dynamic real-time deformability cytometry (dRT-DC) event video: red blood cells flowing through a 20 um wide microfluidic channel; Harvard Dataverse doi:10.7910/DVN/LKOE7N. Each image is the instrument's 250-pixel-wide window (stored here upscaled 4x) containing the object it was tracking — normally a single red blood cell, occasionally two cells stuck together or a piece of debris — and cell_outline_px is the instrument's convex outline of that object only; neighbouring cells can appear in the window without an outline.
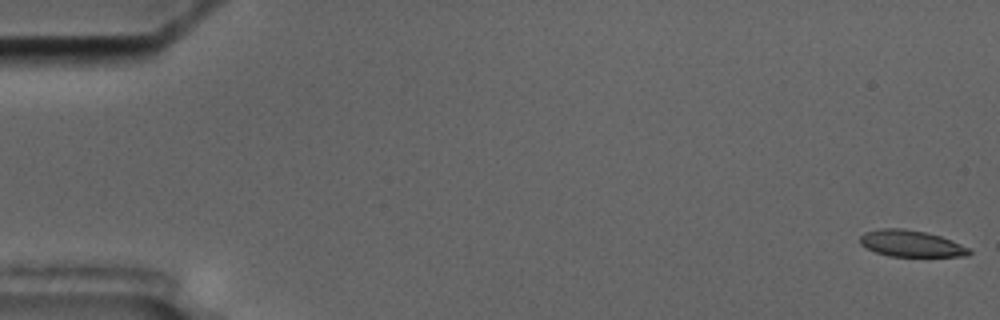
{"species": "common noctule bat (a hibernating species)", "species_latin": "Nyctalus noctula", "temperature_condition": "cold", "stored_images_in_passage": 5, "camera_frame_rate_fps": 3000, "um_per_image_px": 0.085, "animal": {"sex": "male", "body_mass_g": 17.5, "forearm_length_mm": 52.3}, "frame": {"image": 1, "passage_image": 1, "time_ms": 0.0, "image_size_px": [1000, 320], "cell_outline_px": [[972, 252], [968, 256], [888, 256], [876, 252], [860, 244], [860, 236], [864, 232], [880, 228], [904, 228], [924, 232], [940, 236], [952, 240], [968, 248]], "centroid_in_image_um": [77.42, 20.69], "position_along_channel_um": 7.6, "area_um2": 16.76}}
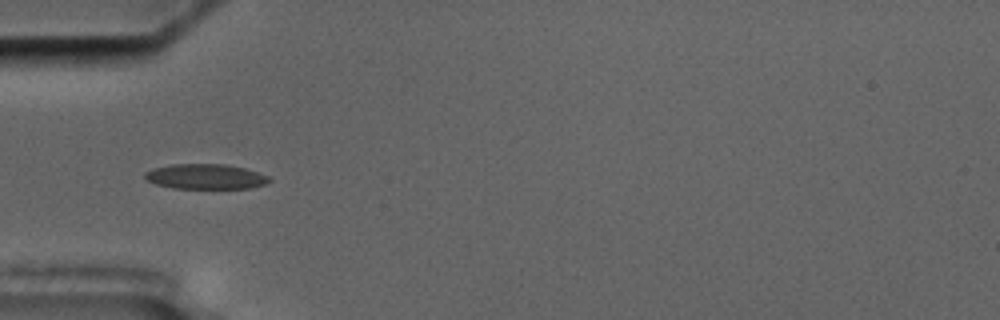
{"frame": {"image": 2, "passage_image": 3, "time_ms": 6.0, "image_size_px": [1000, 320], "cell_outline_px": [[272, 180], [264, 184], [252, 188], [176, 188], [156, 184], [148, 180], [144, 176], [144, 172], [152, 168], [172, 164], [228, 164], [244, 168], [268, 176]], "centroid_in_image_um": [17.47, 15.0], "position_along_channel_um": 67.5, "area_um2": 18.09}}